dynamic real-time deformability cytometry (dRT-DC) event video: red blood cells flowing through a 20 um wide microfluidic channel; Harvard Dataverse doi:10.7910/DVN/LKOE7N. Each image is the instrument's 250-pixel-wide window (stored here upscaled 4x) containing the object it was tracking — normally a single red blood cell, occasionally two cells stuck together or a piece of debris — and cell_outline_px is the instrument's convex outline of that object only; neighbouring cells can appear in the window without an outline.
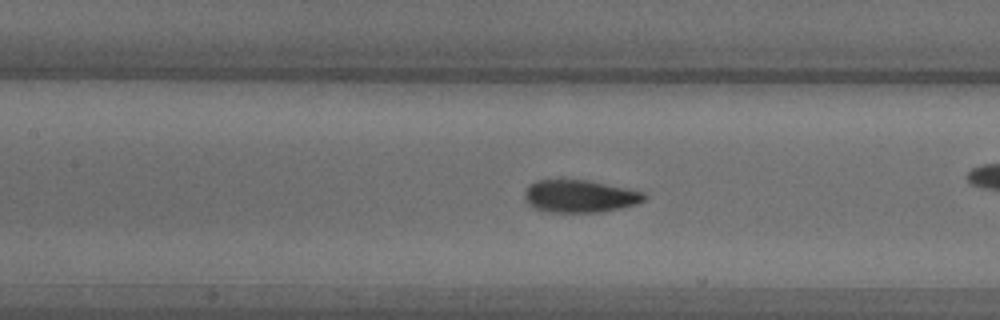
{"species": "common noctule bat (a hibernating species)", "species_latin": "Nyctalus noctula", "temperature_condition": "warm", "stored_images_in_passage": 48, "camera_frame_rate_fps": 3000, "um_per_image_px": 0.085, "animal": {"sex": "male", "body_mass_g": 18.8}, "frame": {"image": 1, "passage_image": 21, "time_ms": 6.667, "image_size_px": [1000, 320], "cell_outline_px": [[648, 196], [644, 200], [636, 204], [604, 212], [548, 212], [532, 208], [528, 204], [524, 196], [524, 192], [528, 184], [536, 180], [588, 180], [644, 192]], "centroid_in_image_um": [49.25, 16.68], "position_along_channel_um": 158.1, "area_um2": 22.83}}